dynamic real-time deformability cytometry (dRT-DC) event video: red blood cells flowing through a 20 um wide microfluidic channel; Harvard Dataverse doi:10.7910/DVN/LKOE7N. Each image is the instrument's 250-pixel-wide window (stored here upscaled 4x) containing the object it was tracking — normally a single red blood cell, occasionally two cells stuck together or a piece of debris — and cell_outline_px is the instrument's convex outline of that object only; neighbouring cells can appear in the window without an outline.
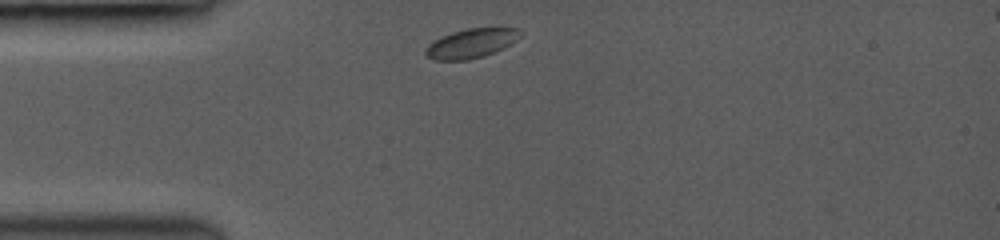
{"species": "common noctule bat (a hibernating species)", "species_latin": "Nyctalus noctula", "temperature_condition": "room temperature", "stored_images_in_passage": 28, "camera_frame_rate_fps": 3000, "um_per_image_px": 0.085, "animal": {"sex": "female", "body_mass_g": 19.0, "forearm_length_mm": 53.3}, "frame": {"image": 1, "passage_image": 1, "time_ms": 0.0, "image_size_px": [1000, 240], "cell_outline_px": [[524, 32], [516, 40], [504, 48], [484, 56], [468, 60], [436, 60], [428, 56], [424, 52], [424, 48], [432, 40], [440, 36], [452, 32], [468, 28], [520, 28]], "centroid_in_image_um": [40.05, 3.67], "position_along_channel_um": 45.0, "area_um2": 16.36}}
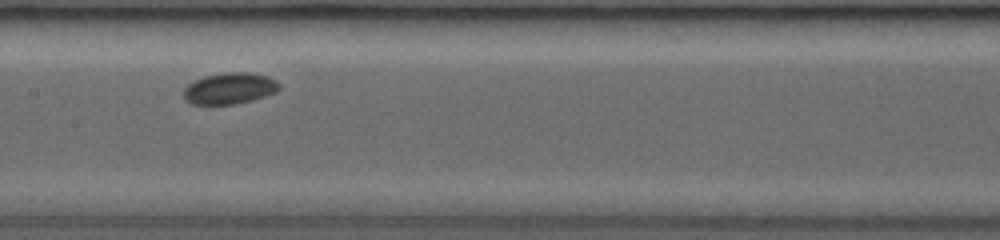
{"frame": {"image": 2, "passage_image": 13, "time_ms": 4.0, "image_size_px": [1000, 240], "cell_outline_px": [[280, 88], [276, 92], [252, 100], [236, 104], [192, 104], [184, 100], [184, 88], [192, 80], [204, 76], [224, 72], [248, 72], [268, 76], [276, 80], [280, 84]], "centroid_in_image_um": [19.5, 7.5], "position_along_channel_um": 187.9, "area_um2": 17.63}}
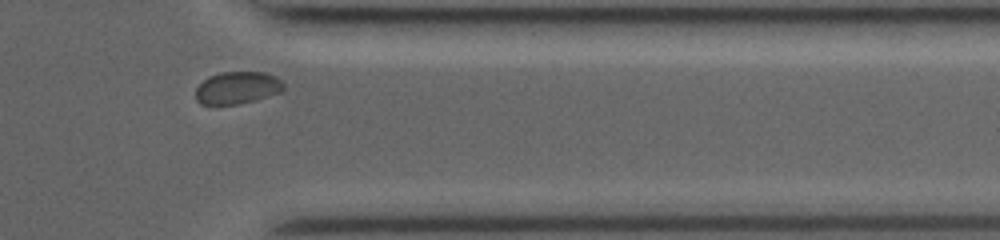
{"frame": {"image": 3, "passage_image": 25, "time_ms": 9.0, "image_size_px": [1000, 240], "cell_outline_px": [[284, 88], [280, 92], [256, 100], [240, 104], [200, 104], [196, 100], [196, 88], [208, 76], [220, 72], [264, 72], [276, 76], [284, 84]], "centroid_in_image_um": [20.17, 7.46], "position_along_channel_um": 391.2, "area_um2": 16.59}, "authors_computed_cell_mechanics": {"area_um2": 16.9065, "velocity_mm_per_s": 4.0447, "shape_relaxation_time_tau1_ms": 1.3724, "shape_relaxation_time_tau2_ms": null, "deformation_change_tau1": 0.0395, "deformation_change_tau2": null}}